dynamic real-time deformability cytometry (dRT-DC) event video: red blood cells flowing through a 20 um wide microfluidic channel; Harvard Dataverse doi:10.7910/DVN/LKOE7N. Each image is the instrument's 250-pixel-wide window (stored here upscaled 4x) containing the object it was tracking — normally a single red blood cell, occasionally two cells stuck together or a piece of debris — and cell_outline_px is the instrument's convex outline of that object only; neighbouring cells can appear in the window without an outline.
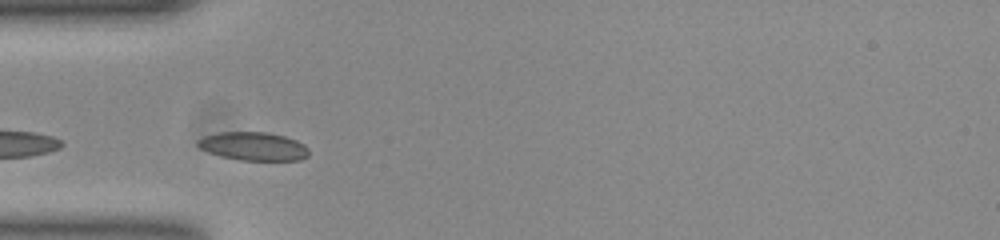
{"species": "common noctule bat (a hibernating species)", "species_latin": "Nyctalus noctula", "temperature_condition": "room temperature", "stored_images_in_passage": 7, "camera_frame_rate_fps": 3000, "um_per_image_px": 0.085, "animal": {"sex": "female", "body_mass_g": 23.0, "forearm_length_mm": 53.4}, "frame": {"image": 1, "passage_image": 5, "time_ms": 1.333, "image_size_px": [1000, 240], "cell_outline_px": [[308, 156], [300, 160], [240, 160], [220, 156], [208, 152], [200, 148], [196, 144], [196, 140], [204, 136], [220, 132], [268, 132], [284, 136], [296, 140], [304, 144], [308, 148]], "centroid_in_image_um": [21.53, 12.43], "position_along_channel_um": 63.5, "area_um2": 18.44}}